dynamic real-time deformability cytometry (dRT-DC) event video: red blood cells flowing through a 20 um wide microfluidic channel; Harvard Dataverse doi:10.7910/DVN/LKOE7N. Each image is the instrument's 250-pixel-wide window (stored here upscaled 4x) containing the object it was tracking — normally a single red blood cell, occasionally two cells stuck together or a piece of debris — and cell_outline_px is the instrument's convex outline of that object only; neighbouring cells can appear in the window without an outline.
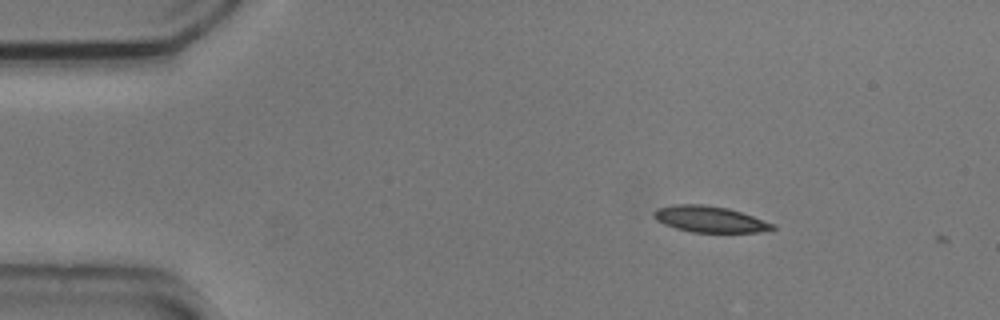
{"species": "common noctule bat (a hibernating species)", "species_latin": "Nyctalus noctula", "temperature_condition": "cold", "stored_images_in_passage": 2, "camera_frame_rate_fps": 3000, "um_per_image_px": 0.085, "animal": {"sex": "male", "body_mass_g": 20.5, "forearm_length_mm": 52.5}, "frame": {"image": 1, "passage_image": 1, "time_ms": 0.0, "image_size_px": [1000, 320], "cell_outline_px": [[776, 228], [756, 232], [692, 232], [676, 228], [664, 224], [656, 220], [652, 216], [652, 212], [656, 208], [672, 204], [704, 204], [728, 208], [776, 224]], "centroid_in_image_um": [60.27, 18.62], "position_along_channel_um": 24.7, "area_um2": 18.15}}